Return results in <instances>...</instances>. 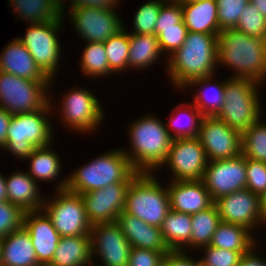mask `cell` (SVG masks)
Returning <instances> with one entry per match:
<instances>
[{
	"mask_svg": "<svg viewBox=\"0 0 266 266\" xmlns=\"http://www.w3.org/2000/svg\"><path fill=\"white\" fill-rule=\"evenodd\" d=\"M168 57L165 68L169 80L174 87L184 89L191 81L216 73L217 36L188 32L183 45Z\"/></svg>",
	"mask_w": 266,
	"mask_h": 266,
	"instance_id": "6da1fadb",
	"label": "cell"
},
{
	"mask_svg": "<svg viewBox=\"0 0 266 266\" xmlns=\"http://www.w3.org/2000/svg\"><path fill=\"white\" fill-rule=\"evenodd\" d=\"M217 47L220 66L234 70L230 78L266 81V40L229 28L217 35Z\"/></svg>",
	"mask_w": 266,
	"mask_h": 266,
	"instance_id": "7a4b0ae2",
	"label": "cell"
},
{
	"mask_svg": "<svg viewBox=\"0 0 266 266\" xmlns=\"http://www.w3.org/2000/svg\"><path fill=\"white\" fill-rule=\"evenodd\" d=\"M129 128L131 151H123L132 167L138 172L159 171L167 159L173 140L166 124L150 114L134 121Z\"/></svg>",
	"mask_w": 266,
	"mask_h": 266,
	"instance_id": "3957f363",
	"label": "cell"
},
{
	"mask_svg": "<svg viewBox=\"0 0 266 266\" xmlns=\"http://www.w3.org/2000/svg\"><path fill=\"white\" fill-rule=\"evenodd\" d=\"M134 171L123 149L118 148L82 165L69 177L61 179L55 190L67 189L81 195L102 189L112 183L124 182Z\"/></svg>",
	"mask_w": 266,
	"mask_h": 266,
	"instance_id": "277c9868",
	"label": "cell"
},
{
	"mask_svg": "<svg viewBox=\"0 0 266 266\" xmlns=\"http://www.w3.org/2000/svg\"><path fill=\"white\" fill-rule=\"evenodd\" d=\"M50 102L41 111L12 115L3 149L19 159H25L35 148L49 146L53 142V122L49 117L54 112ZM52 112V113H51Z\"/></svg>",
	"mask_w": 266,
	"mask_h": 266,
	"instance_id": "5b68a950",
	"label": "cell"
},
{
	"mask_svg": "<svg viewBox=\"0 0 266 266\" xmlns=\"http://www.w3.org/2000/svg\"><path fill=\"white\" fill-rule=\"evenodd\" d=\"M155 172H139L131 181L123 211L160 228L170 210L169 195L153 176Z\"/></svg>",
	"mask_w": 266,
	"mask_h": 266,
	"instance_id": "8992f818",
	"label": "cell"
},
{
	"mask_svg": "<svg viewBox=\"0 0 266 266\" xmlns=\"http://www.w3.org/2000/svg\"><path fill=\"white\" fill-rule=\"evenodd\" d=\"M260 85L248 78H227L225 99L215 117L242 134L261 119V99L257 92Z\"/></svg>",
	"mask_w": 266,
	"mask_h": 266,
	"instance_id": "52a82bcc",
	"label": "cell"
},
{
	"mask_svg": "<svg viewBox=\"0 0 266 266\" xmlns=\"http://www.w3.org/2000/svg\"><path fill=\"white\" fill-rule=\"evenodd\" d=\"M52 83L0 71V107L12 115L41 111L52 102L47 95Z\"/></svg>",
	"mask_w": 266,
	"mask_h": 266,
	"instance_id": "ba28073f",
	"label": "cell"
},
{
	"mask_svg": "<svg viewBox=\"0 0 266 266\" xmlns=\"http://www.w3.org/2000/svg\"><path fill=\"white\" fill-rule=\"evenodd\" d=\"M55 197L45 199L42 211L51 220L60 237L90 236L84 201L80 194L56 190Z\"/></svg>",
	"mask_w": 266,
	"mask_h": 266,
	"instance_id": "9c48e42d",
	"label": "cell"
},
{
	"mask_svg": "<svg viewBox=\"0 0 266 266\" xmlns=\"http://www.w3.org/2000/svg\"><path fill=\"white\" fill-rule=\"evenodd\" d=\"M64 20H54L42 24H29L26 34L16 37L29 51L41 71L52 81L58 71L61 57L59 29ZM57 69V71H56Z\"/></svg>",
	"mask_w": 266,
	"mask_h": 266,
	"instance_id": "30bf717a",
	"label": "cell"
},
{
	"mask_svg": "<svg viewBox=\"0 0 266 266\" xmlns=\"http://www.w3.org/2000/svg\"><path fill=\"white\" fill-rule=\"evenodd\" d=\"M60 103L63 125L76 132H93L104 120L101 102L94 93L82 87L70 89Z\"/></svg>",
	"mask_w": 266,
	"mask_h": 266,
	"instance_id": "8fae6325",
	"label": "cell"
},
{
	"mask_svg": "<svg viewBox=\"0 0 266 266\" xmlns=\"http://www.w3.org/2000/svg\"><path fill=\"white\" fill-rule=\"evenodd\" d=\"M165 164L172 171L170 181L202 180L208 159L198 137L178 138L172 140Z\"/></svg>",
	"mask_w": 266,
	"mask_h": 266,
	"instance_id": "7c38bea8",
	"label": "cell"
},
{
	"mask_svg": "<svg viewBox=\"0 0 266 266\" xmlns=\"http://www.w3.org/2000/svg\"><path fill=\"white\" fill-rule=\"evenodd\" d=\"M134 171L124 182L81 194L88 222L93 226L101 223H114L125 206L126 194L132 179L138 174Z\"/></svg>",
	"mask_w": 266,
	"mask_h": 266,
	"instance_id": "4fadbf2b",
	"label": "cell"
},
{
	"mask_svg": "<svg viewBox=\"0 0 266 266\" xmlns=\"http://www.w3.org/2000/svg\"><path fill=\"white\" fill-rule=\"evenodd\" d=\"M70 22L78 36L86 42H105L123 29L122 19L117 10L92 7H68Z\"/></svg>",
	"mask_w": 266,
	"mask_h": 266,
	"instance_id": "5bb4252c",
	"label": "cell"
},
{
	"mask_svg": "<svg viewBox=\"0 0 266 266\" xmlns=\"http://www.w3.org/2000/svg\"><path fill=\"white\" fill-rule=\"evenodd\" d=\"M198 138L208 161L225 160L241 154L242 134L216 117H203Z\"/></svg>",
	"mask_w": 266,
	"mask_h": 266,
	"instance_id": "9a60e30c",
	"label": "cell"
},
{
	"mask_svg": "<svg viewBox=\"0 0 266 266\" xmlns=\"http://www.w3.org/2000/svg\"><path fill=\"white\" fill-rule=\"evenodd\" d=\"M203 182L212 200L246 188V158L240 154L225 160L208 161Z\"/></svg>",
	"mask_w": 266,
	"mask_h": 266,
	"instance_id": "2e32d148",
	"label": "cell"
},
{
	"mask_svg": "<svg viewBox=\"0 0 266 266\" xmlns=\"http://www.w3.org/2000/svg\"><path fill=\"white\" fill-rule=\"evenodd\" d=\"M90 244L92 262L97 255L103 266L128 265L131 245L116 222L94 224L90 231Z\"/></svg>",
	"mask_w": 266,
	"mask_h": 266,
	"instance_id": "e0dca14e",
	"label": "cell"
},
{
	"mask_svg": "<svg viewBox=\"0 0 266 266\" xmlns=\"http://www.w3.org/2000/svg\"><path fill=\"white\" fill-rule=\"evenodd\" d=\"M214 205L223 222L241 225L251 232L256 225H262L261 197L247 188L219 197Z\"/></svg>",
	"mask_w": 266,
	"mask_h": 266,
	"instance_id": "ac0fdd59",
	"label": "cell"
},
{
	"mask_svg": "<svg viewBox=\"0 0 266 266\" xmlns=\"http://www.w3.org/2000/svg\"><path fill=\"white\" fill-rule=\"evenodd\" d=\"M23 227L30 234L38 263L48 266L61 238L60 234L42 210L25 212Z\"/></svg>",
	"mask_w": 266,
	"mask_h": 266,
	"instance_id": "d6986e66",
	"label": "cell"
},
{
	"mask_svg": "<svg viewBox=\"0 0 266 266\" xmlns=\"http://www.w3.org/2000/svg\"><path fill=\"white\" fill-rule=\"evenodd\" d=\"M166 188L173 211L192 215L214 203L203 180L170 181Z\"/></svg>",
	"mask_w": 266,
	"mask_h": 266,
	"instance_id": "ffe728a7",
	"label": "cell"
},
{
	"mask_svg": "<svg viewBox=\"0 0 266 266\" xmlns=\"http://www.w3.org/2000/svg\"><path fill=\"white\" fill-rule=\"evenodd\" d=\"M116 223L130 242L131 247L160 251L167 254V247L160 228L148 225L143 220L122 211Z\"/></svg>",
	"mask_w": 266,
	"mask_h": 266,
	"instance_id": "44dd1931",
	"label": "cell"
},
{
	"mask_svg": "<svg viewBox=\"0 0 266 266\" xmlns=\"http://www.w3.org/2000/svg\"><path fill=\"white\" fill-rule=\"evenodd\" d=\"M0 53V71L34 81H51L39 68L28 49L12 39Z\"/></svg>",
	"mask_w": 266,
	"mask_h": 266,
	"instance_id": "7402d4cb",
	"label": "cell"
},
{
	"mask_svg": "<svg viewBox=\"0 0 266 266\" xmlns=\"http://www.w3.org/2000/svg\"><path fill=\"white\" fill-rule=\"evenodd\" d=\"M7 201L19 206L24 212L40 211L45 198L39 192V185L28 172H14L5 177ZM42 196V197H41Z\"/></svg>",
	"mask_w": 266,
	"mask_h": 266,
	"instance_id": "603a6c76",
	"label": "cell"
},
{
	"mask_svg": "<svg viewBox=\"0 0 266 266\" xmlns=\"http://www.w3.org/2000/svg\"><path fill=\"white\" fill-rule=\"evenodd\" d=\"M1 266H41L24 227L2 238Z\"/></svg>",
	"mask_w": 266,
	"mask_h": 266,
	"instance_id": "cb8c5ba5",
	"label": "cell"
},
{
	"mask_svg": "<svg viewBox=\"0 0 266 266\" xmlns=\"http://www.w3.org/2000/svg\"><path fill=\"white\" fill-rule=\"evenodd\" d=\"M183 22L188 32L218 35L221 31L218 24L216 0H200L181 3Z\"/></svg>",
	"mask_w": 266,
	"mask_h": 266,
	"instance_id": "d4e9b609",
	"label": "cell"
},
{
	"mask_svg": "<svg viewBox=\"0 0 266 266\" xmlns=\"http://www.w3.org/2000/svg\"><path fill=\"white\" fill-rule=\"evenodd\" d=\"M93 263L90 236H71L60 238L48 266H86Z\"/></svg>",
	"mask_w": 266,
	"mask_h": 266,
	"instance_id": "484cf974",
	"label": "cell"
},
{
	"mask_svg": "<svg viewBox=\"0 0 266 266\" xmlns=\"http://www.w3.org/2000/svg\"><path fill=\"white\" fill-rule=\"evenodd\" d=\"M17 18L29 24L64 20L61 0H8Z\"/></svg>",
	"mask_w": 266,
	"mask_h": 266,
	"instance_id": "4316f807",
	"label": "cell"
},
{
	"mask_svg": "<svg viewBox=\"0 0 266 266\" xmlns=\"http://www.w3.org/2000/svg\"><path fill=\"white\" fill-rule=\"evenodd\" d=\"M191 215L169 210L162 221L160 230L170 251H187L191 248Z\"/></svg>",
	"mask_w": 266,
	"mask_h": 266,
	"instance_id": "83f0119b",
	"label": "cell"
},
{
	"mask_svg": "<svg viewBox=\"0 0 266 266\" xmlns=\"http://www.w3.org/2000/svg\"><path fill=\"white\" fill-rule=\"evenodd\" d=\"M214 76L204 77L201 79H195L191 81L184 89L187 87L196 86L200 87L196 93H194V106L201 112L204 117H215L220 111L224 99H225V81L212 82ZM206 87V88H205ZM211 93L210 96L207 93Z\"/></svg>",
	"mask_w": 266,
	"mask_h": 266,
	"instance_id": "f1b7e54d",
	"label": "cell"
},
{
	"mask_svg": "<svg viewBox=\"0 0 266 266\" xmlns=\"http://www.w3.org/2000/svg\"><path fill=\"white\" fill-rule=\"evenodd\" d=\"M252 234L246 227L221 221L212 236L210 245L224 250L249 251L257 245Z\"/></svg>",
	"mask_w": 266,
	"mask_h": 266,
	"instance_id": "f546056e",
	"label": "cell"
},
{
	"mask_svg": "<svg viewBox=\"0 0 266 266\" xmlns=\"http://www.w3.org/2000/svg\"><path fill=\"white\" fill-rule=\"evenodd\" d=\"M160 55H162V51L155 34L129 33L128 69H145L153 66L160 59Z\"/></svg>",
	"mask_w": 266,
	"mask_h": 266,
	"instance_id": "4dcf8cb0",
	"label": "cell"
},
{
	"mask_svg": "<svg viewBox=\"0 0 266 266\" xmlns=\"http://www.w3.org/2000/svg\"><path fill=\"white\" fill-rule=\"evenodd\" d=\"M173 111H176V113H173ZM173 111L171 113L173 115L170 117L169 122L165 123L172 139L198 137L200 123L204 116L194 104H191V102H185L175 107ZM182 119L186 122L185 124H182L183 126L180 124V120Z\"/></svg>",
	"mask_w": 266,
	"mask_h": 266,
	"instance_id": "1f68e13d",
	"label": "cell"
},
{
	"mask_svg": "<svg viewBox=\"0 0 266 266\" xmlns=\"http://www.w3.org/2000/svg\"><path fill=\"white\" fill-rule=\"evenodd\" d=\"M51 145L38 147L26 158L30 162L29 175L37 182L53 181L61 172L62 164L59 155L50 148Z\"/></svg>",
	"mask_w": 266,
	"mask_h": 266,
	"instance_id": "d6a6232c",
	"label": "cell"
},
{
	"mask_svg": "<svg viewBox=\"0 0 266 266\" xmlns=\"http://www.w3.org/2000/svg\"><path fill=\"white\" fill-rule=\"evenodd\" d=\"M191 250L210 245L213 234L221 222L214 203L207 209L191 215Z\"/></svg>",
	"mask_w": 266,
	"mask_h": 266,
	"instance_id": "836d02e7",
	"label": "cell"
},
{
	"mask_svg": "<svg viewBox=\"0 0 266 266\" xmlns=\"http://www.w3.org/2000/svg\"><path fill=\"white\" fill-rule=\"evenodd\" d=\"M80 61L81 71L86 77L114 75L109 68L104 42H87Z\"/></svg>",
	"mask_w": 266,
	"mask_h": 266,
	"instance_id": "e575fe53",
	"label": "cell"
},
{
	"mask_svg": "<svg viewBox=\"0 0 266 266\" xmlns=\"http://www.w3.org/2000/svg\"><path fill=\"white\" fill-rule=\"evenodd\" d=\"M125 27L104 42L109 68L116 75L128 68L129 33Z\"/></svg>",
	"mask_w": 266,
	"mask_h": 266,
	"instance_id": "d590c367",
	"label": "cell"
},
{
	"mask_svg": "<svg viewBox=\"0 0 266 266\" xmlns=\"http://www.w3.org/2000/svg\"><path fill=\"white\" fill-rule=\"evenodd\" d=\"M241 154L251 160L266 162V123L262 119L242 133Z\"/></svg>",
	"mask_w": 266,
	"mask_h": 266,
	"instance_id": "8d00e7d4",
	"label": "cell"
},
{
	"mask_svg": "<svg viewBox=\"0 0 266 266\" xmlns=\"http://www.w3.org/2000/svg\"><path fill=\"white\" fill-rule=\"evenodd\" d=\"M167 0H149L141 4L133 19V32L131 34H155V26L161 6Z\"/></svg>",
	"mask_w": 266,
	"mask_h": 266,
	"instance_id": "74e56055",
	"label": "cell"
},
{
	"mask_svg": "<svg viewBox=\"0 0 266 266\" xmlns=\"http://www.w3.org/2000/svg\"><path fill=\"white\" fill-rule=\"evenodd\" d=\"M235 28L249 36L266 40V18L251 3L240 14Z\"/></svg>",
	"mask_w": 266,
	"mask_h": 266,
	"instance_id": "f35d334b",
	"label": "cell"
},
{
	"mask_svg": "<svg viewBox=\"0 0 266 266\" xmlns=\"http://www.w3.org/2000/svg\"><path fill=\"white\" fill-rule=\"evenodd\" d=\"M219 29L235 28L249 0H216Z\"/></svg>",
	"mask_w": 266,
	"mask_h": 266,
	"instance_id": "ab89813d",
	"label": "cell"
},
{
	"mask_svg": "<svg viewBox=\"0 0 266 266\" xmlns=\"http://www.w3.org/2000/svg\"><path fill=\"white\" fill-rule=\"evenodd\" d=\"M25 212L9 201L0 202V238L23 227Z\"/></svg>",
	"mask_w": 266,
	"mask_h": 266,
	"instance_id": "60d3db41",
	"label": "cell"
},
{
	"mask_svg": "<svg viewBox=\"0 0 266 266\" xmlns=\"http://www.w3.org/2000/svg\"><path fill=\"white\" fill-rule=\"evenodd\" d=\"M169 27H186L183 22L181 3L175 0H167L161 6L155 26V35L158 36L161 33V28Z\"/></svg>",
	"mask_w": 266,
	"mask_h": 266,
	"instance_id": "b9f144b4",
	"label": "cell"
},
{
	"mask_svg": "<svg viewBox=\"0 0 266 266\" xmlns=\"http://www.w3.org/2000/svg\"><path fill=\"white\" fill-rule=\"evenodd\" d=\"M204 249V256L200 260L208 266H239L244 253L248 251L224 250L211 245L201 247Z\"/></svg>",
	"mask_w": 266,
	"mask_h": 266,
	"instance_id": "7bdbcfd3",
	"label": "cell"
},
{
	"mask_svg": "<svg viewBox=\"0 0 266 266\" xmlns=\"http://www.w3.org/2000/svg\"><path fill=\"white\" fill-rule=\"evenodd\" d=\"M246 188L262 197L266 194V162L246 158Z\"/></svg>",
	"mask_w": 266,
	"mask_h": 266,
	"instance_id": "ee69618b",
	"label": "cell"
},
{
	"mask_svg": "<svg viewBox=\"0 0 266 266\" xmlns=\"http://www.w3.org/2000/svg\"><path fill=\"white\" fill-rule=\"evenodd\" d=\"M188 29L186 27L161 28V33L157 36L162 53L165 51L171 55L179 49L187 37Z\"/></svg>",
	"mask_w": 266,
	"mask_h": 266,
	"instance_id": "f6af8a7d",
	"label": "cell"
},
{
	"mask_svg": "<svg viewBox=\"0 0 266 266\" xmlns=\"http://www.w3.org/2000/svg\"><path fill=\"white\" fill-rule=\"evenodd\" d=\"M165 253L131 247L127 266H162Z\"/></svg>",
	"mask_w": 266,
	"mask_h": 266,
	"instance_id": "bcb514c9",
	"label": "cell"
},
{
	"mask_svg": "<svg viewBox=\"0 0 266 266\" xmlns=\"http://www.w3.org/2000/svg\"><path fill=\"white\" fill-rule=\"evenodd\" d=\"M185 251H169L165 254L162 266H198V260L192 259Z\"/></svg>",
	"mask_w": 266,
	"mask_h": 266,
	"instance_id": "7dc6e473",
	"label": "cell"
},
{
	"mask_svg": "<svg viewBox=\"0 0 266 266\" xmlns=\"http://www.w3.org/2000/svg\"><path fill=\"white\" fill-rule=\"evenodd\" d=\"M120 0H70V7H92L98 9H114ZM65 1L61 0L62 11L65 16Z\"/></svg>",
	"mask_w": 266,
	"mask_h": 266,
	"instance_id": "c3c4849f",
	"label": "cell"
},
{
	"mask_svg": "<svg viewBox=\"0 0 266 266\" xmlns=\"http://www.w3.org/2000/svg\"><path fill=\"white\" fill-rule=\"evenodd\" d=\"M255 248L256 245L253 246L248 252L243 254L239 266H266L265 258L263 259L258 256Z\"/></svg>",
	"mask_w": 266,
	"mask_h": 266,
	"instance_id": "681fc988",
	"label": "cell"
},
{
	"mask_svg": "<svg viewBox=\"0 0 266 266\" xmlns=\"http://www.w3.org/2000/svg\"><path fill=\"white\" fill-rule=\"evenodd\" d=\"M12 114L0 107V148L6 144L7 130L10 126Z\"/></svg>",
	"mask_w": 266,
	"mask_h": 266,
	"instance_id": "f907efd6",
	"label": "cell"
},
{
	"mask_svg": "<svg viewBox=\"0 0 266 266\" xmlns=\"http://www.w3.org/2000/svg\"><path fill=\"white\" fill-rule=\"evenodd\" d=\"M249 3L255 6V8L266 18V0H249Z\"/></svg>",
	"mask_w": 266,
	"mask_h": 266,
	"instance_id": "816d5d0a",
	"label": "cell"
},
{
	"mask_svg": "<svg viewBox=\"0 0 266 266\" xmlns=\"http://www.w3.org/2000/svg\"><path fill=\"white\" fill-rule=\"evenodd\" d=\"M7 201L6 180L4 175L0 173V202Z\"/></svg>",
	"mask_w": 266,
	"mask_h": 266,
	"instance_id": "f5cc1de1",
	"label": "cell"
},
{
	"mask_svg": "<svg viewBox=\"0 0 266 266\" xmlns=\"http://www.w3.org/2000/svg\"><path fill=\"white\" fill-rule=\"evenodd\" d=\"M261 217L263 225L266 224V194L261 197Z\"/></svg>",
	"mask_w": 266,
	"mask_h": 266,
	"instance_id": "db71d44e",
	"label": "cell"
},
{
	"mask_svg": "<svg viewBox=\"0 0 266 266\" xmlns=\"http://www.w3.org/2000/svg\"><path fill=\"white\" fill-rule=\"evenodd\" d=\"M178 1L180 3H188V2H195V1H200V0H175Z\"/></svg>",
	"mask_w": 266,
	"mask_h": 266,
	"instance_id": "11a10c76",
	"label": "cell"
},
{
	"mask_svg": "<svg viewBox=\"0 0 266 266\" xmlns=\"http://www.w3.org/2000/svg\"><path fill=\"white\" fill-rule=\"evenodd\" d=\"M2 238H0V266H1Z\"/></svg>",
	"mask_w": 266,
	"mask_h": 266,
	"instance_id": "9f6ffc18",
	"label": "cell"
},
{
	"mask_svg": "<svg viewBox=\"0 0 266 266\" xmlns=\"http://www.w3.org/2000/svg\"><path fill=\"white\" fill-rule=\"evenodd\" d=\"M198 266H208L207 264L203 263L200 259L198 260Z\"/></svg>",
	"mask_w": 266,
	"mask_h": 266,
	"instance_id": "6f0895ef",
	"label": "cell"
}]
</instances>
